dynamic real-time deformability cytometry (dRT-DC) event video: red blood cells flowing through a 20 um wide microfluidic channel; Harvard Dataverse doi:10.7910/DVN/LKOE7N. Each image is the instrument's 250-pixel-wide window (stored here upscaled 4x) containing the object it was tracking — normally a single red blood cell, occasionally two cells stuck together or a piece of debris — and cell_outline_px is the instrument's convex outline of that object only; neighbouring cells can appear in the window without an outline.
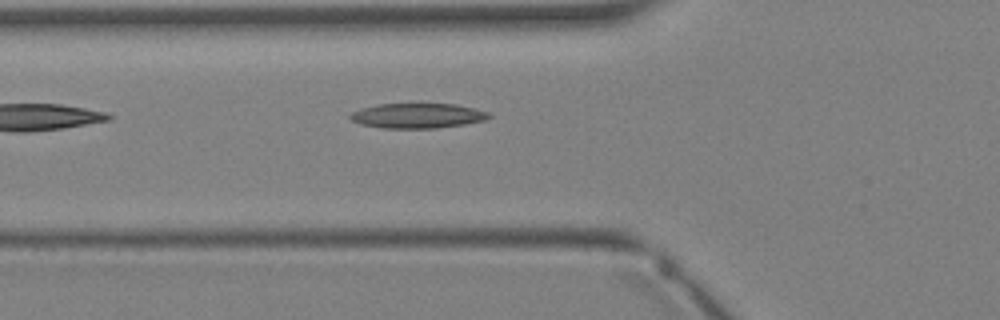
{"species": "Egyptian fruit bat (a non-hibernating species)", "species_latin": "Rousettus aegyptiacus", "temperature_condition": "warm", "stored_images_in_passage": 4, "camera_frame_rate_fps": 3000, "um_per_image_px": 0.085, "animal": {"sex": "female"}, "frame": {"image": 1, "passage_image": 4, "time_ms": 3.333, "image_size_px": [1000, 320], "cell_outline_px": [[492, 116], [484, 120], [464, 124], [436, 128], [380, 128], [360, 124], [352, 120], [348, 116], [352, 112], [360, 108], [380, 104], [456, 104], [488, 112]], "centroid_in_image_um": [35.45, 9.84], "position_along_channel_um": 90.3, "area_um2": 20.06}}